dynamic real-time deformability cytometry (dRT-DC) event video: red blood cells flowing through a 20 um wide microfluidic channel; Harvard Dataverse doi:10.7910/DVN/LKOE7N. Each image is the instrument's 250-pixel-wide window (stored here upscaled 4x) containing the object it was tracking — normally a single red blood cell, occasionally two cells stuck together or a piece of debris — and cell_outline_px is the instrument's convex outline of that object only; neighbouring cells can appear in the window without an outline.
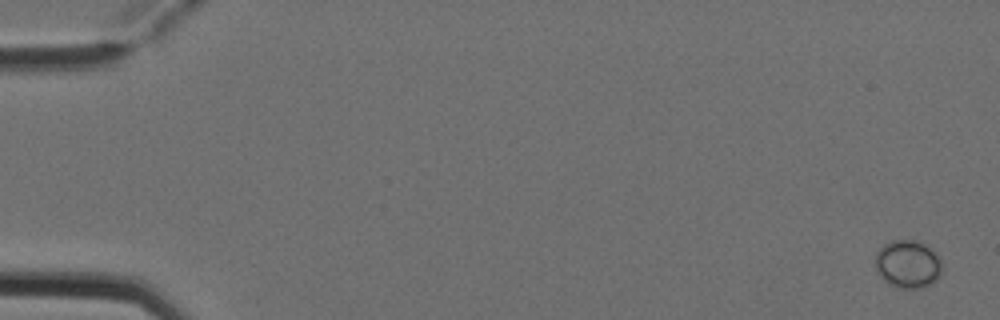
{"species": "Egyptian fruit bat (a non-hibernating species)", "species_latin": "Rousettus aegyptiacus", "temperature_condition": "cold", "stored_images_in_passage": 5, "camera_frame_rate_fps": 3000, "um_per_image_px": 0.085, "animal": {"sex": "female"}, "frame": {"image": 1, "passage_image": 1, "time_ms": 0.0, "image_size_px": [1000, 320], "cell_outline_px": [[940, 276], [936, 280], [920, 288], [900, 288], [888, 284], [880, 276], [876, 268], [876, 252], [884, 244], [892, 240], [912, 240], [924, 244], [936, 252], [940, 260]], "centroid_in_image_um": [77.15, 22.44], "position_along_channel_um": 7.9, "area_um2": 18.44}}
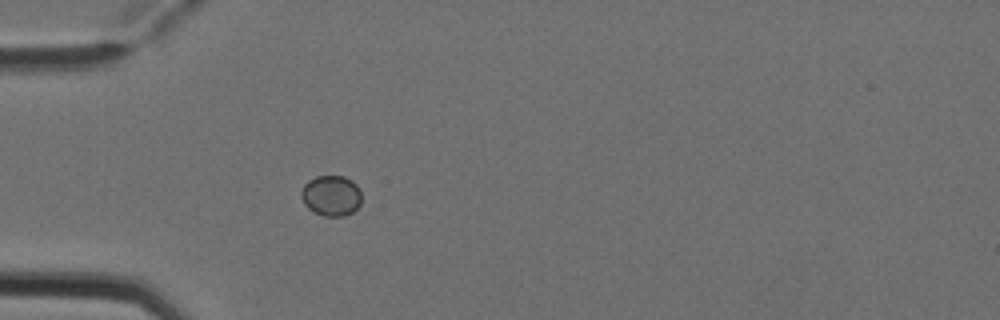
{"frame": {"image": 2, "passage_image": 5, "time_ms": 1.333, "image_size_px": [1000, 320], "cell_outline_px": [[360, 204], [352, 212], [344, 216], [324, 216], [308, 208], [304, 204], [300, 196], [300, 192], [304, 184], [308, 180], [316, 176], [344, 176], [352, 180], [356, 184], [360, 192]], "centroid_in_image_um": [28.13, 16.62], "position_along_channel_um": 56.9, "area_um2": 14.28}}